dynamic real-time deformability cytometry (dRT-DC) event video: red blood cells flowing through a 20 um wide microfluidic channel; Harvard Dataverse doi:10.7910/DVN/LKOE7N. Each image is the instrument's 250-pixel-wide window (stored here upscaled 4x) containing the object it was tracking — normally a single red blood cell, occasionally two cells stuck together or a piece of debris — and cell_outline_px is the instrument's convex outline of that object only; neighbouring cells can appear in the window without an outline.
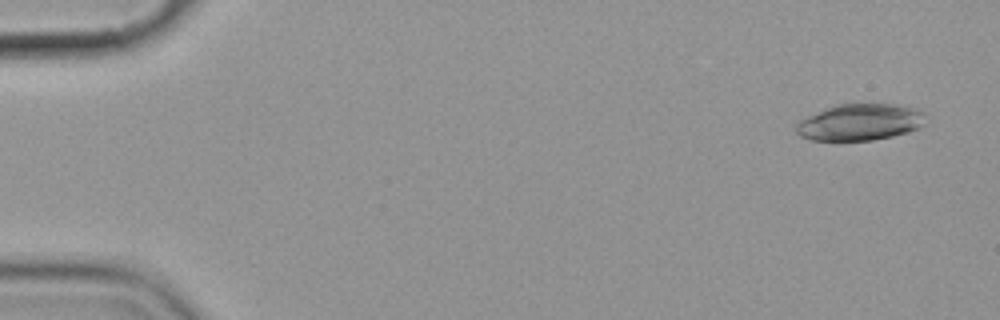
{"species": "common noctule bat (a hibernating species)", "species_latin": "Nyctalus noctula", "temperature_condition": "cold", "stored_images_in_passage": 6, "camera_frame_rate_fps": 3000, "um_per_image_px": 0.085, "animal": {"sex": "female", "body_mass_g": 19.9}, "frame": {"image": 1, "passage_image": 1, "time_ms": 0.0, "image_size_px": [1000, 320], "cell_outline_px": [[924, 124], [920, 128], [908, 132], [892, 136], [872, 140], [812, 140], [800, 136], [796, 132], [796, 124], [800, 120], [808, 116], [836, 104], [896, 104], [916, 108], [924, 112]], "centroid_in_image_um": [73.12, 10.38], "position_along_channel_um": 11.9, "area_um2": 27.51}}
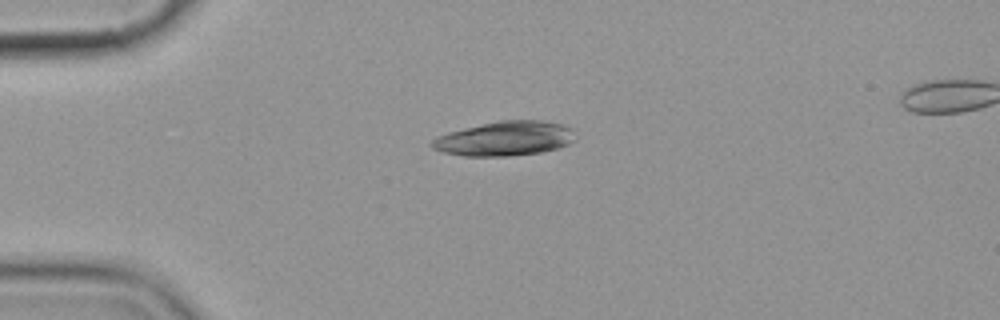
{"frame": {"image": 2, "passage_image": 4, "time_ms": 3.667, "image_size_px": [1000, 320], "cell_outline_px": [[576, 140], [560, 148], [540, 152], [508, 156], [464, 156], [444, 152], [432, 148], [428, 144], [436, 136], [448, 132], [464, 128], [500, 120], [544, 120], [564, 124], [572, 128]], "centroid_in_image_um": [42.93, 11.77], "position_along_channel_um": 42.1, "area_um2": 29.07}}